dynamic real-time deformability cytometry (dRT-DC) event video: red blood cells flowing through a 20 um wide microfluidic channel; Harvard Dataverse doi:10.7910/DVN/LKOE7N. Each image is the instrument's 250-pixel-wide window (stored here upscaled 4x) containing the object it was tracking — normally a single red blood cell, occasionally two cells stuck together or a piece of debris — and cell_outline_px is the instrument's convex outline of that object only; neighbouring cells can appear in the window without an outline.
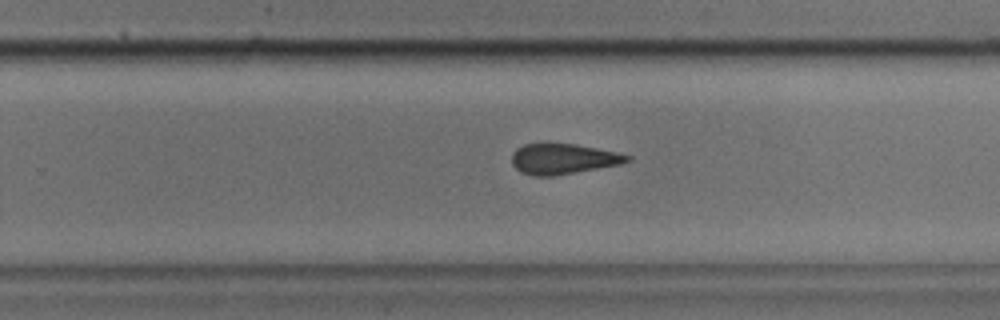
{"species": "common noctule bat (a hibernating species)", "species_latin": "Nyctalus noctula", "temperature_condition": "cold", "stored_images_in_passage": 26, "camera_frame_rate_fps": 3000, "um_per_image_px": 0.085, "animal": {"sex": "male", "body_mass_g": 17.9, "forearm_length_mm": 54.2}, "frame": {"image": 1, "passage_image": 19, "time_ms": 6.0, "image_size_px": [1000, 320], "cell_outline_px": [[632, 160], [620, 164], [552, 176], [532, 176], [520, 172], [512, 164], [512, 152], [516, 148], [524, 144], [576, 144], [616, 152], [632, 156]], "centroid_in_image_um": [47.84, 13.51], "position_along_channel_um": 282.0, "area_um2": 20.35}}
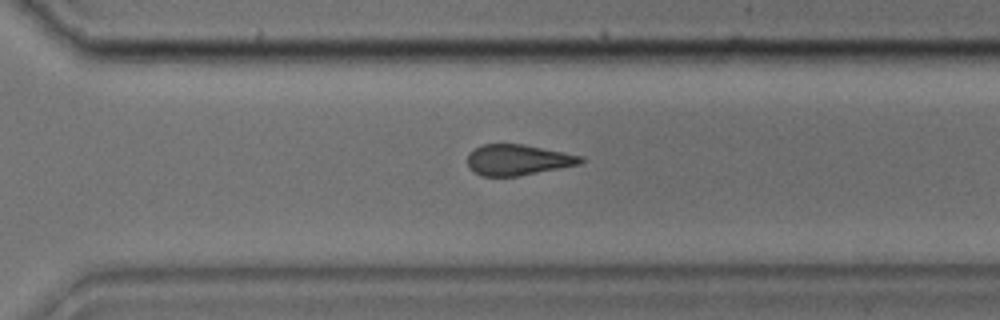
{"frame": {"image": 2, "passage_image": 22, "time_ms": 7.0, "image_size_px": [1000, 320], "cell_outline_px": [[584, 160], [580, 164], [516, 176], [484, 176], [472, 172], [468, 168], [468, 156], [476, 148], [484, 144], [524, 144], [584, 156]], "centroid_in_image_um": [44.02, 13.59], "position_along_channel_um": 326.6, "area_um2": 20.11}}